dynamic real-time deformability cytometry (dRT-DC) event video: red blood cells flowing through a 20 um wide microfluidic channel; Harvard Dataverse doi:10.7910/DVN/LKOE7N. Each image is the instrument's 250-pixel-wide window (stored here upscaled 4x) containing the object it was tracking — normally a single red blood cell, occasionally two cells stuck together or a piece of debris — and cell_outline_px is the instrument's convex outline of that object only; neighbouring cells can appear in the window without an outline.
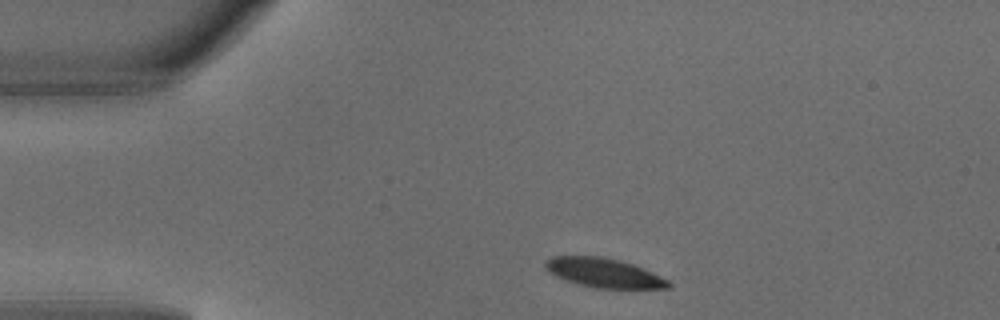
{"species": "common noctule bat (a hibernating species)", "species_latin": "Nyctalus noctula", "temperature_condition": "warm", "stored_images_in_passage": 2, "camera_frame_rate_fps": 3000, "um_per_image_px": 0.085, "animal": {"sex": "male", "body_mass_g": 18.8}, "frame": {"image": 1, "passage_image": 1, "time_ms": 0.0, "image_size_px": [1000, 320], "cell_outline_px": [[672, 288], [596, 288], [564, 280], [548, 272], [544, 268], [544, 260], [552, 256], [600, 256], [620, 260], [644, 268], [668, 280], [672, 284]], "centroid_in_image_um": [51.3, 23.18], "position_along_channel_um": 33.7, "area_um2": 21.1}}